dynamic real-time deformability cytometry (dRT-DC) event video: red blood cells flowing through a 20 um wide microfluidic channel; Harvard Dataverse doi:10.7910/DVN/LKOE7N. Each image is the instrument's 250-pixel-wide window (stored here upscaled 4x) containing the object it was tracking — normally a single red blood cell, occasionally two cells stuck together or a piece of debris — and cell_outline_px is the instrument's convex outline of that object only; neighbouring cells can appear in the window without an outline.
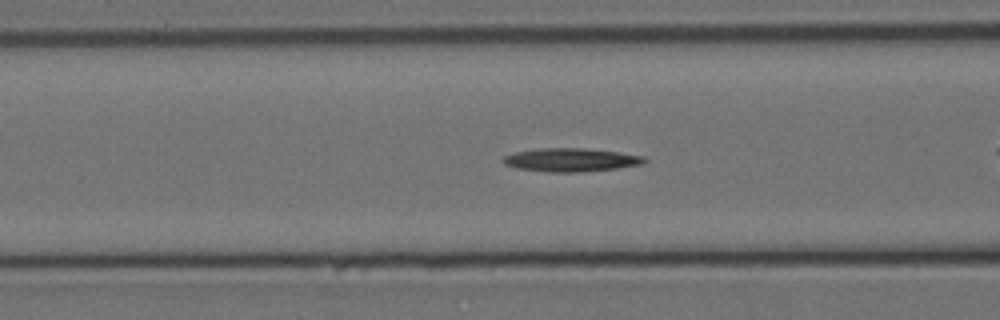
{"species": "Egyptian fruit bat (a non-hibernating species)", "species_latin": "Rousettus aegyptiacus", "temperature_condition": "cold", "stored_images_in_passage": 45, "camera_frame_rate_fps": 3000, "um_per_image_px": 0.085, "animal": {"sex": "female"}, "frame": {"image": 1, "passage_image": 9, "time_ms": 2.667, "image_size_px": [1000, 320], "cell_outline_px": [[648, 160], [644, 164], [616, 168], [580, 172], [548, 172], [516, 168], [504, 164], [504, 156], [516, 152], [540, 148], [584, 148], [616, 152], [644, 156]], "centroid_in_image_um": [48.55, 13.59], "position_along_channel_um": 118.1, "area_um2": 19.13}}
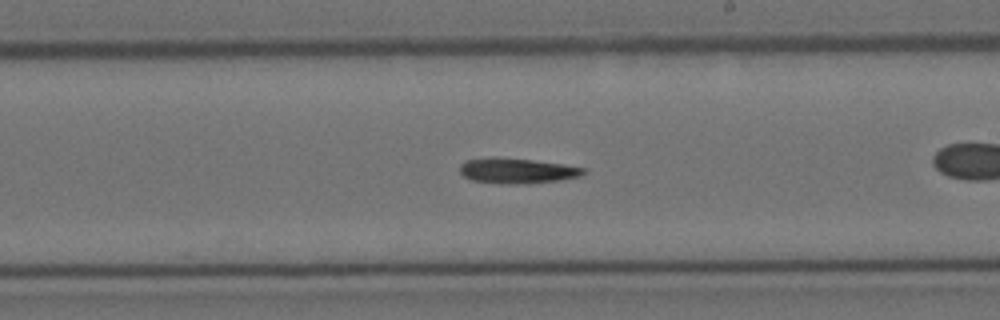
{"frame": {"image": 2, "passage_image": 20, "time_ms": 6.333, "image_size_px": [1000, 320], "cell_outline_px": [[584, 172], [580, 176], [556, 180], [524, 184], [508, 184], [472, 180], [464, 176], [460, 172], [460, 164], [464, 160], [496, 156], [532, 160], [564, 164], [584, 168]], "centroid_in_image_um": [43.89, 14.5], "position_along_channel_um": 245.1, "area_um2": 18.15}}
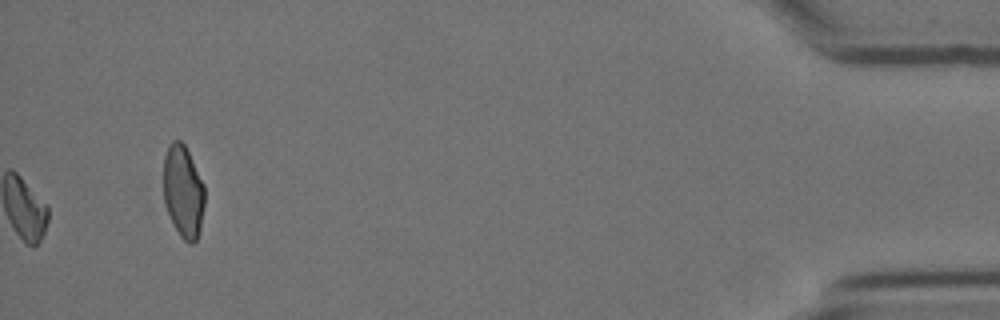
{"frame": {"image": 3, "passage_image": 45, "time_ms": 14.667, "image_size_px": [1000, 320], "cell_outline_px": [[204, 204], [200, 232], [196, 240], [192, 244], [188, 244], [180, 236], [172, 224], [164, 204], [164, 156], [168, 144], [172, 140], [180, 140], [184, 144], [204, 184]], "centroid_in_image_um": [15.56, 16.3], "position_along_channel_um": 419.6, "area_um2": 22.37}, "authors_computed_cell_mechanics": {"area_um2": 17.9758, "velocity_mm_per_s": 3.4742, "shape_relaxation_time_tau1_ms": 10.0634, "shape_relaxation_time_tau2_ms": null, "deformation_change_tau1": 0.2342, "deformation_change_tau2": null}}